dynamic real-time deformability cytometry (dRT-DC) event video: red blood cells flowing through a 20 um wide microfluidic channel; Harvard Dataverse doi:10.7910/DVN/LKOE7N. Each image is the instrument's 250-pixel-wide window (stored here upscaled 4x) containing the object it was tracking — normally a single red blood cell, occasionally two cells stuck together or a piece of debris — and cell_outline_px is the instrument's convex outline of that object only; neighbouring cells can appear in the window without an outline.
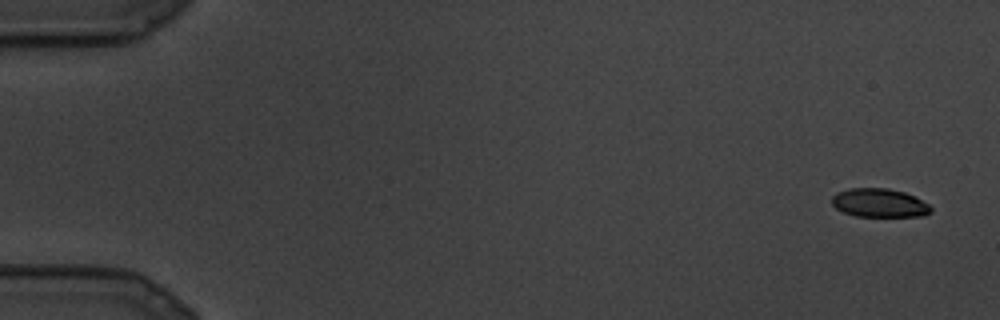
{"species": "common noctule bat (a hibernating species)", "species_latin": "Nyctalus noctula", "temperature_condition": "cold", "stored_images_in_passage": 15, "camera_frame_rate_fps": 3000, "um_per_image_px": 0.085, "animal": {"sex": "male", "body_mass_g": 19.5, "forearm_length_mm": 54.6}, "frame": {"image": 1, "passage_image": 2, "time_ms": 0.333, "image_size_px": [1000, 320], "cell_outline_px": [[932, 212], [924, 216], [856, 216], [844, 212], [836, 208], [832, 204], [832, 196], [836, 192], [848, 188], [888, 188], [904, 192], [916, 196], [928, 204], [932, 208]], "centroid_in_image_um": [74.76, 17.24], "position_along_channel_um": 10.2, "area_um2": 16.65}}
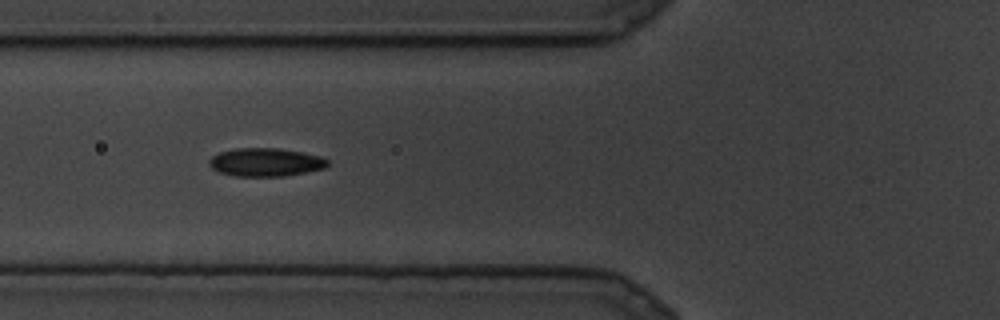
{"frame": {"image": 2, "passage_image": 11, "time_ms": 3.333, "image_size_px": [1000, 320], "cell_outline_px": [[328, 164], [324, 168], [284, 176], [236, 176], [220, 172], [212, 168], [208, 164], [208, 160], [212, 156], [220, 152], [232, 148], [280, 148], [304, 152], [324, 156], [328, 160]], "centroid_in_image_um": [22.58, 13.77], "position_along_channel_um": 103.2, "area_um2": 19.65}}
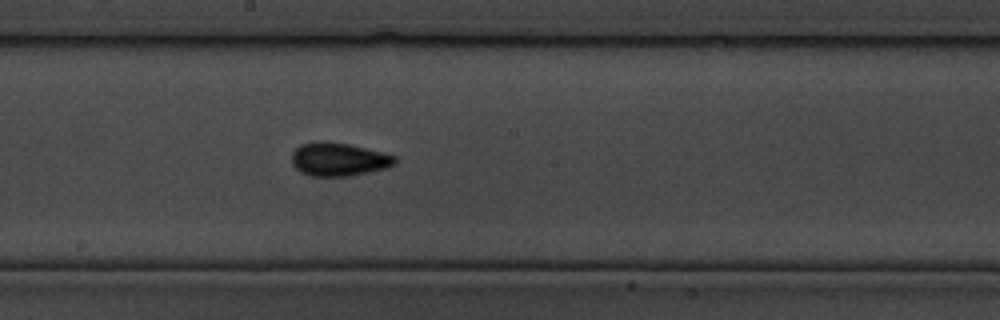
{"frame": {"image": 3, "passage_image": 15, "time_ms": 4.667, "image_size_px": [1000, 320], "cell_outline_px": [[396, 164], [384, 168], [352, 176], [308, 176], [300, 172], [292, 164], [292, 152], [300, 144], [316, 140], [348, 144], [384, 152], [396, 156]], "centroid_in_image_um": [28.76, 13.54], "position_along_channel_um": 219.4, "area_um2": 20.23}}